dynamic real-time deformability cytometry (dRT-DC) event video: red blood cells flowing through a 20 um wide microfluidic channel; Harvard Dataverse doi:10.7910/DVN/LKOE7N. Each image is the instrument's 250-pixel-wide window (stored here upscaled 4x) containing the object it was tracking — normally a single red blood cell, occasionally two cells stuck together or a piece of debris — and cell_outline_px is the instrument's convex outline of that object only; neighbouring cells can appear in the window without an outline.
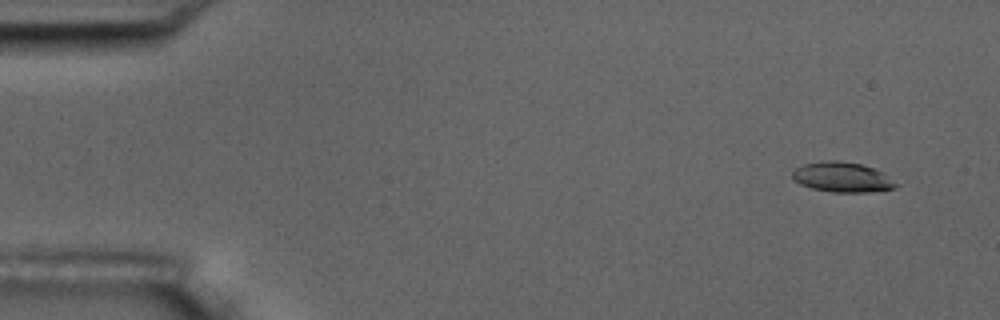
{"species": "common noctule bat (a hibernating species)", "species_latin": "Nyctalus noctula", "temperature_condition": "room temperature", "stored_images_in_passage": 5, "camera_frame_rate_fps": 3000, "um_per_image_px": 0.085, "animal": {"sex": "male", "body_mass_g": 17.5, "forearm_length_mm": 52.3}, "frame": {"image": 1, "passage_image": 1, "time_ms": 0.0, "image_size_px": [1000, 320], "cell_outline_px": [[900, 184], [896, 188], [868, 192], [832, 192], [812, 188], [800, 184], [792, 176], [792, 172], [796, 168], [804, 164], [824, 160], [836, 160], [860, 164], [876, 168], [884, 172]], "centroid_in_image_um": [71.65, 15.05], "position_along_channel_um": 13.3, "area_um2": 18.26}}